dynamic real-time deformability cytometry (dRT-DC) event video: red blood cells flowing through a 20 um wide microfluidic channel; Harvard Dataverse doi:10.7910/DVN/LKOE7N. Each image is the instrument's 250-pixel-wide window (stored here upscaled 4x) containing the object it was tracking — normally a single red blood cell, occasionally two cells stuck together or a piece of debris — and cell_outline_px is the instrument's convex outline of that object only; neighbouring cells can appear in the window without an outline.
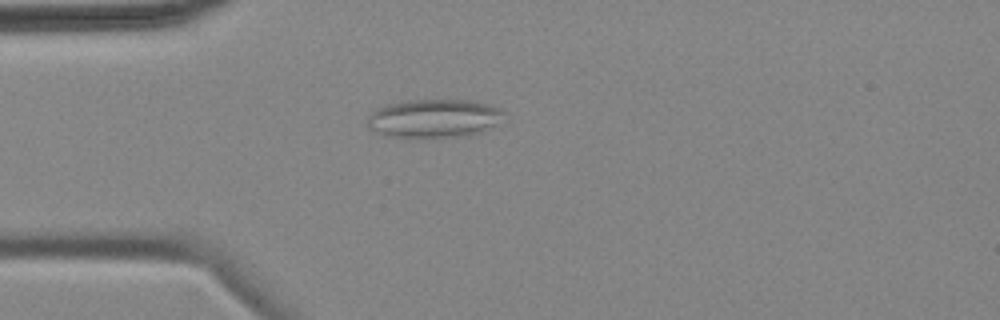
{"species": "common noctule bat (a hibernating species)", "species_latin": "Nyctalus noctula", "temperature_condition": "cold", "stored_images_in_passage": 3, "camera_frame_rate_fps": 3000, "um_per_image_px": 0.085, "animal": {"sex": "female", "body_mass_g": 18.4}, "frame": {"image": 1, "passage_image": 2, "time_ms": 1.333, "image_size_px": [1000, 320], "cell_outline_px": [[504, 112], [484, 132], [468, 136], [424, 140], [384, 136], [368, 128], [368, 116], [376, 108], [388, 104], [408, 100], [468, 100], [492, 104], [500, 108]], "centroid_in_image_um": [36.82, 10.11], "position_along_channel_um": 48.2, "area_um2": 31.39}}